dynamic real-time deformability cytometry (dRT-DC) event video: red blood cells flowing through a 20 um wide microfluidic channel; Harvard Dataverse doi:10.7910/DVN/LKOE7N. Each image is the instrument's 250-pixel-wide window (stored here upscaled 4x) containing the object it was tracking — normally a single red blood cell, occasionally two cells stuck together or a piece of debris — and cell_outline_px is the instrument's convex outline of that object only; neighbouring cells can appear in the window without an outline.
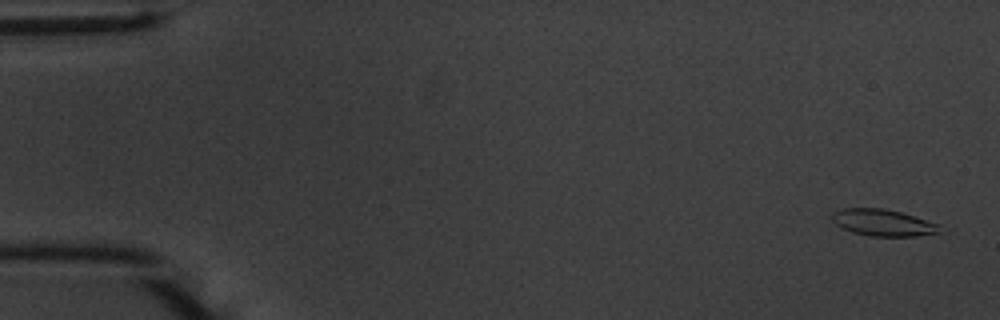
{"species": "common noctule bat (a hibernating species)", "species_latin": "Nyctalus noctula", "temperature_condition": "warm", "stored_images_in_passage": 56, "segment_of_instrument_passage": [1, 2], "camera_frame_rate_fps": 3000, "um_per_image_px": 0.085, "animal": {"sex": "male", "body_mass_g": 20.1, "forearm_length_mm": 53.5}, "frame": {"image": 1, "passage_image": 2, "time_ms": 0.333, "image_size_px": [1000, 320], "cell_outline_px": [[940, 232], [916, 236], [872, 236], [852, 232], [840, 228], [832, 220], [832, 212], [844, 208], [884, 208], [900, 212], [940, 224]], "centroid_in_image_um": [75.03, 18.92], "position_along_channel_um": 10.0, "area_um2": 16.7}}
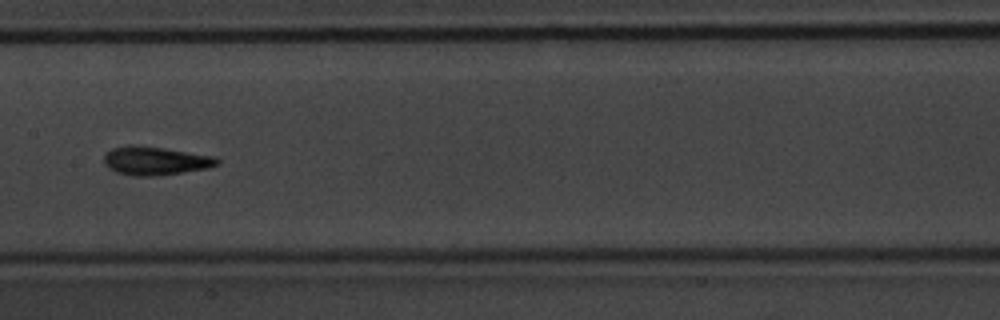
{"frame": {"image": 2, "passage_image": 28, "time_ms": 9.0, "image_size_px": [1000, 320], "cell_outline_px": [[220, 164], [208, 168], [184, 172], [152, 176], [132, 176], [116, 172], [108, 168], [104, 164], [104, 156], [112, 148], [132, 144], [164, 148], [212, 156], [220, 160]], "centroid_in_image_um": [13.18, 13.67], "position_along_channel_um": 194.2, "area_um2": 18.79}}
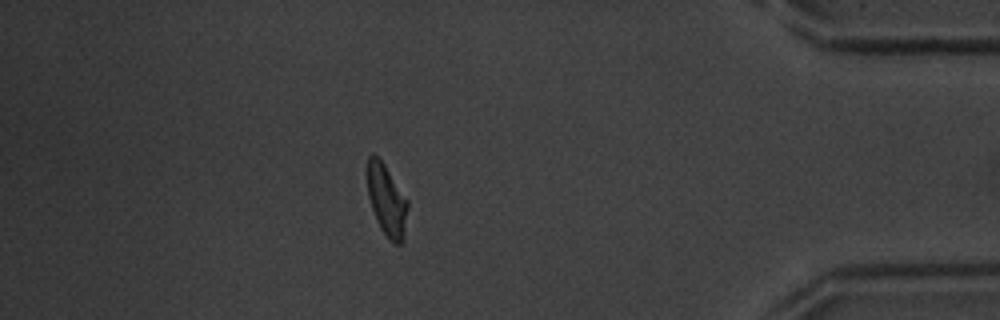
{"frame": {"image": 3, "passage_image": 48, "time_ms": 15.667, "image_size_px": [1000, 320], "cell_outline_px": [[408, 208], [404, 240], [400, 244], [392, 244], [380, 228], [376, 220], [368, 196], [368, 156], [372, 152], [384, 164], [408, 200]], "centroid_in_image_um": [32.89, 17.07], "position_along_channel_um": 402.3, "area_um2": 16.82}}